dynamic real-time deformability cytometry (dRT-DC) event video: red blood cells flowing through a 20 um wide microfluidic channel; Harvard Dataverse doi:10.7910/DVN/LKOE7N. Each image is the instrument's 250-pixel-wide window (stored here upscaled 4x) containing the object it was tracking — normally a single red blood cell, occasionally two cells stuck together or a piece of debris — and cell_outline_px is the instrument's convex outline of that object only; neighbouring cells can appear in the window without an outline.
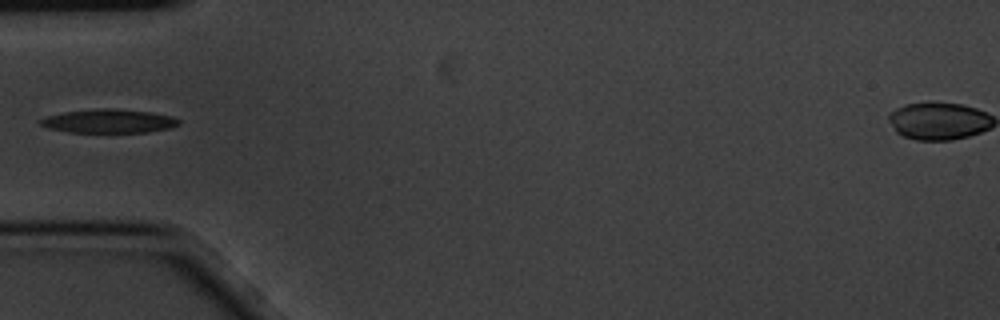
{"species": "common noctule bat (a hibernating species)", "species_latin": "Nyctalus noctula", "temperature_condition": "cold", "stored_images_in_passage": 9, "camera_frame_rate_fps": 3000, "um_per_image_px": 0.085, "animal": {"sex": "male", "body_mass_g": 20.1, "forearm_length_mm": 53.5}, "frame": {"image": 1, "passage_image": 6, "time_ms": 1.667, "image_size_px": [1000, 320], "cell_outline_px": [[180, 124], [168, 128], [148, 132], [68, 132], [48, 128], [40, 124], [36, 120], [48, 116], [64, 112], [96, 108], [116, 108], [148, 112], [172, 116], [180, 120]], "centroid_in_image_um": [9.22, 10.29], "position_along_channel_um": 75.8, "area_um2": 19.13}}
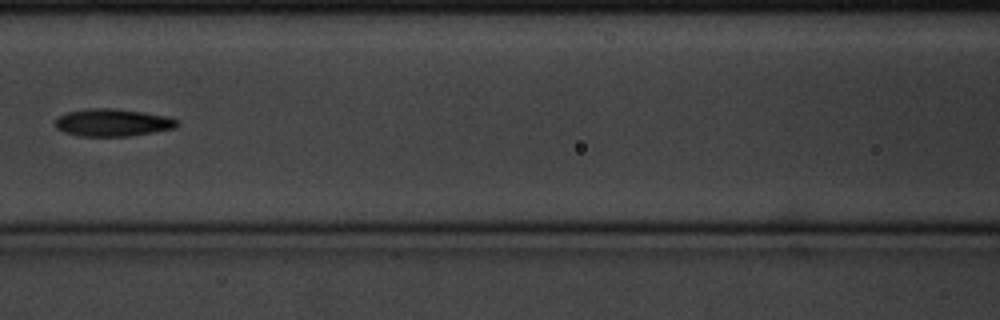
{"frame": {"image": 2, "passage_image": 8, "time_ms": 2.333, "image_size_px": [1000, 320], "cell_outline_px": [[180, 124], [176, 128], [128, 136], [80, 136], [64, 132], [56, 128], [56, 116], [68, 112], [84, 108], [116, 108], [144, 112], [168, 116], [180, 120]], "centroid_in_image_um": [9.6, 10.4], "position_along_channel_um": 157.0, "area_um2": 19.77}}
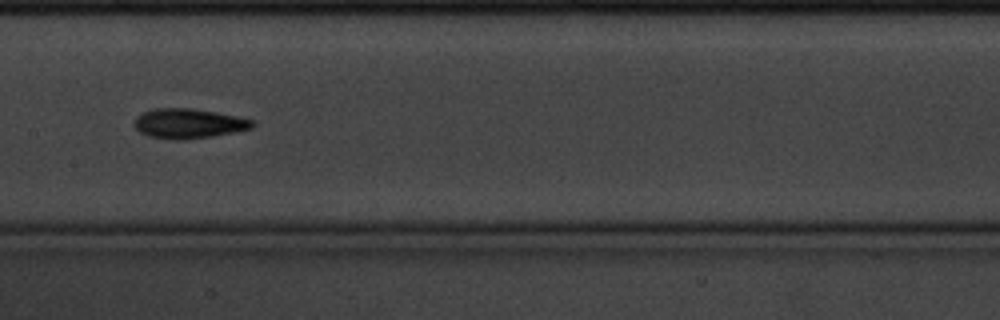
{"frame": {"image": 3, "passage_image": 9, "time_ms": 2.667, "image_size_px": [1000, 320], "cell_outline_px": [[256, 124], [252, 128], [236, 132], [188, 140], [172, 140], [148, 136], [140, 132], [132, 124], [136, 116], [152, 108], [192, 108], [236, 116], [252, 120]], "centroid_in_image_um": [16.0, 10.51], "position_along_channel_um": 191.4, "area_um2": 20.69}}